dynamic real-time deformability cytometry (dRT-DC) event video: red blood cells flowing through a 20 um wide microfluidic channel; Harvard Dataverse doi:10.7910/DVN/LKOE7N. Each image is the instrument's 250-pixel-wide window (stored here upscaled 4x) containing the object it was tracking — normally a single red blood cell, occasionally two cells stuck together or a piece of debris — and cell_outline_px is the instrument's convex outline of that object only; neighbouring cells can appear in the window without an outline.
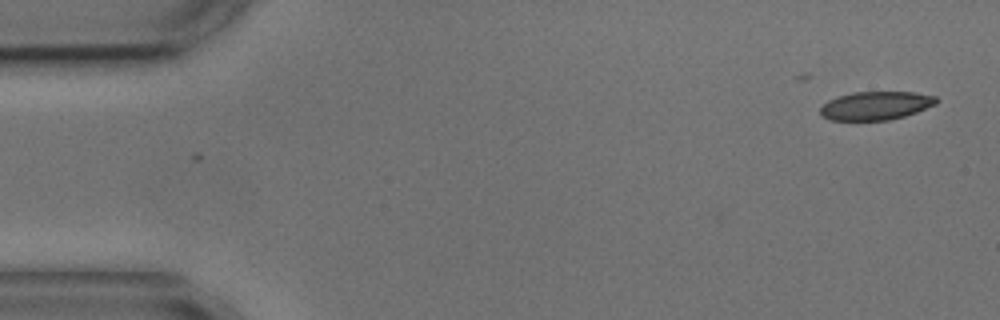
{"species": "common noctule bat (a hibernating species)", "species_latin": "Nyctalus noctula", "temperature_condition": "cold", "stored_images_in_passage": 2, "camera_frame_rate_fps": 3000, "um_per_image_px": 0.085, "animal": {"sex": "male", "body_mass_g": 17.9, "forearm_length_mm": 54.2}, "frame": {"image": 1, "passage_image": 2, "time_ms": 1.0, "image_size_px": [1000, 320], "cell_outline_px": [[940, 100], [936, 104], [916, 112], [904, 116], [888, 120], [828, 120], [820, 116], [820, 108], [828, 100], [852, 92], [916, 92], [936, 96]], "centroid_in_image_um": [74.45, 8.98], "position_along_channel_um": 10.6, "area_um2": 19.31}}